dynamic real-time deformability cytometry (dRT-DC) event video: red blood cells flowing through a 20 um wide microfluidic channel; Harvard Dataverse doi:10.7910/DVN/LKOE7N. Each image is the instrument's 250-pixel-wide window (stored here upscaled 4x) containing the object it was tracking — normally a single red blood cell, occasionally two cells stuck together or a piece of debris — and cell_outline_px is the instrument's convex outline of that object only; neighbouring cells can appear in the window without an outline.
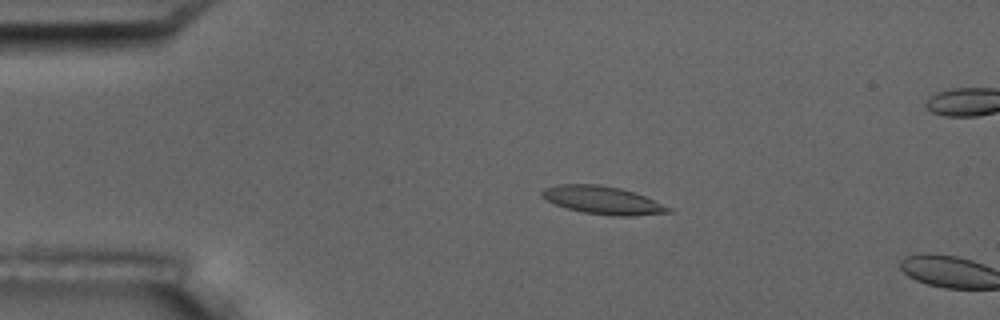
{"species": "common noctule bat (a hibernating species)", "species_latin": "Nyctalus noctula", "temperature_condition": "room temperature", "stored_images_in_passage": 4, "camera_frame_rate_fps": 3000, "um_per_image_px": 0.085, "animal": {"sex": "male", "body_mass_g": 17.5, "forearm_length_mm": 52.3}, "frame": {"image": 1, "passage_image": 3, "time_ms": 2.333, "image_size_px": [1000, 320], "cell_outline_px": [[672, 212], [632, 216], [608, 216], [584, 212], [568, 208], [556, 204], [540, 196], [540, 192], [544, 188], [556, 184], [600, 184], [620, 188], [644, 196], [672, 208]], "centroid_in_image_um": [51.21, 17.01], "position_along_channel_um": 33.8, "area_um2": 20.52}}